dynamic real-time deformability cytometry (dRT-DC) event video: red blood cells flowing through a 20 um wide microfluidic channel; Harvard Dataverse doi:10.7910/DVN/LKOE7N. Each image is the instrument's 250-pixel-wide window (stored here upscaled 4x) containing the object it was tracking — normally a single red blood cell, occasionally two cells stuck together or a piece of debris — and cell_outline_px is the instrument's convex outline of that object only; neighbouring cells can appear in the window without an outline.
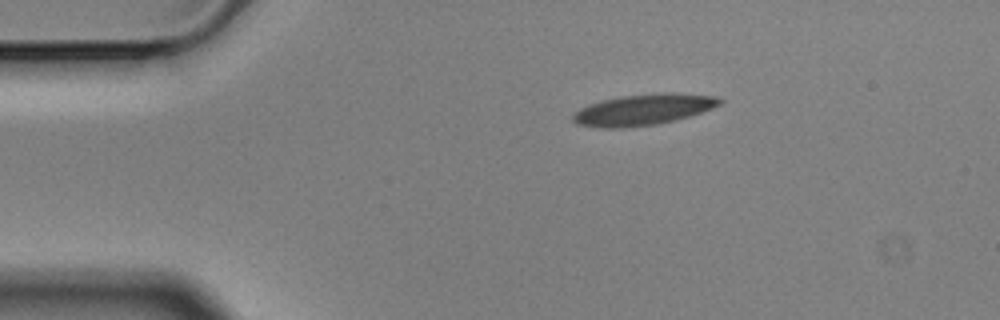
{"species": "Egyptian fruit bat (a non-hibernating species)", "species_latin": "Rousettus aegyptiacus", "temperature_condition": "cold", "stored_images_in_passage": 5, "camera_frame_rate_fps": 3000, "um_per_image_px": 0.085, "animal": {"sex": "male"}, "frame": {"image": 1, "passage_image": 1, "time_ms": 0.0, "image_size_px": [1000, 320], "cell_outline_px": [[724, 100], [720, 104], [712, 108], [676, 120], [656, 124], [624, 128], [600, 128], [576, 124], [572, 120], [572, 116], [580, 108], [588, 104], [604, 100], [624, 96], [664, 92], [668, 92], [716, 96]], "centroid_in_image_um": [54.67, 9.32], "position_along_channel_um": 30.3, "area_um2": 26.41}}
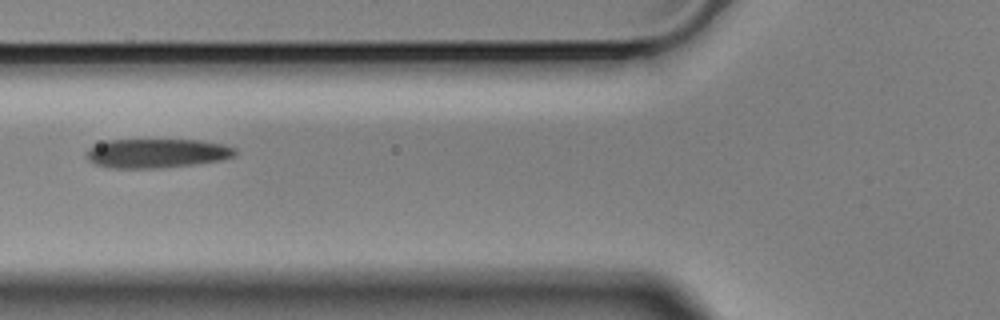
{"frame": {"image": 2, "passage_image": 4, "time_ms": 1.0, "image_size_px": [1000, 320], "cell_outline_px": [[236, 156], [220, 160], [196, 164], [164, 168], [108, 168], [96, 164], [88, 160], [88, 148], [96, 144], [108, 140], [200, 140], [224, 144], [236, 148]], "centroid_in_image_um": [13.36, 13.03], "position_along_channel_um": 112.4, "area_um2": 25.37}}
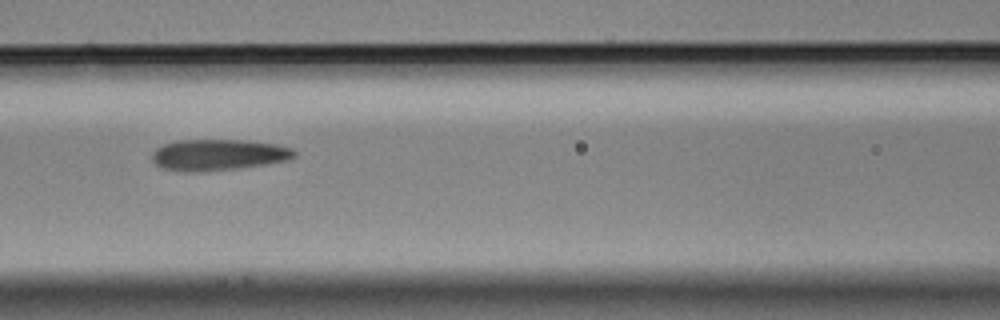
{"frame": {"image": 3, "passage_image": 5, "time_ms": 1.333, "image_size_px": [1000, 320], "cell_outline_px": [[296, 156], [288, 160], [240, 168], [200, 172], [176, 172], [160, 168], [152, 160], [152, 152], [156, 148], [164, 144], [176, 140], [244, 140], [276, 144], [292, 148], [296, 152]], "centroid_in_image_um": [18.51, 13.17], "position_along_channel_um": 148.1, "area_um2": 26.18}}